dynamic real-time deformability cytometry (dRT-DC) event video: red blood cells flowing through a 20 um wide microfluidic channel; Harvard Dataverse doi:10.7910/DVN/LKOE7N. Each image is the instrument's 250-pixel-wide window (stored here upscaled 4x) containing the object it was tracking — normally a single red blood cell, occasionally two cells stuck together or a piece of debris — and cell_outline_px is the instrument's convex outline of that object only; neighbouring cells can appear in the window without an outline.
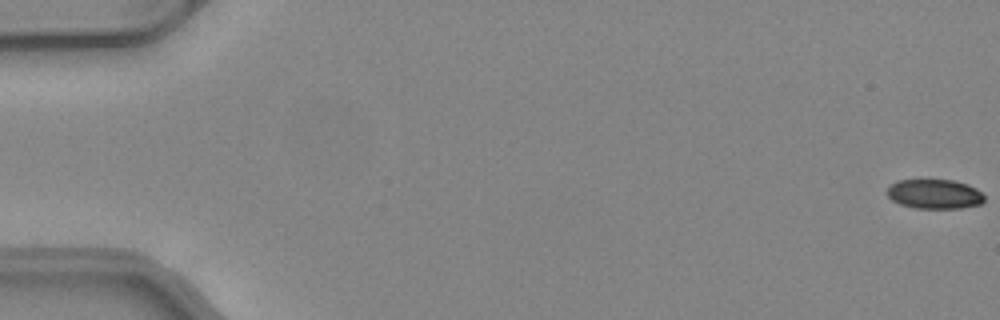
{"species": "common noctule bat (a hibernating species)", "species_latin": "Nyctalus noctula", "temperature_condition": "warm", "stored_images_in_passage": 51, "camera_frame_rate_fps": 3000, "um_per_image_px": 0.085, "animal": {"sex": "female", "body_mass_g": 24.6, "forearm_length_mm": 56.2}, "frame": {"image": 1, "passage_image": 1, "time_ms": 0.0, "image_size_px": [1000, 320], "cell_outline_px": [[984, 200], [980, 204], [960, 208], [916, 208], [900, 204], [892, 200], [888, 196], [888, 188], [896, 180], [952, 180], [968, 184], [976, 188], [984, 196]], "centroid_in_image_um": [79.44, 16.49], "position_along_channel_um": 5.6, "area_um2": 16.59}}
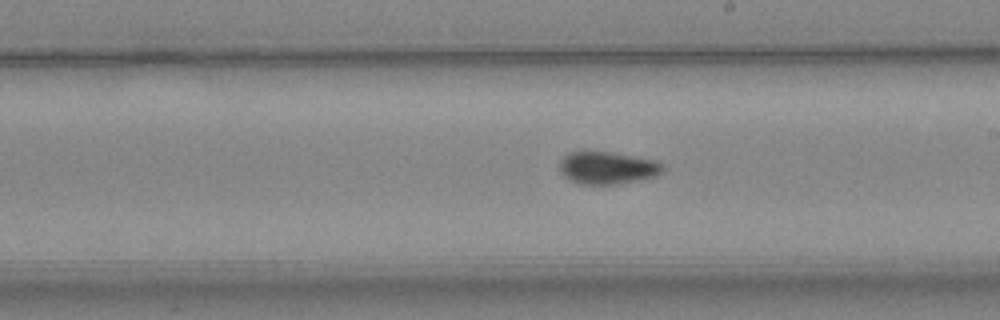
{"frame": {"image": 2, "passage_image": 30, "time_ms": 9.667, "image_size_px": [1000, 320], "cell_outline_px": [[664, 172], [656, 176], [640, 180], [616, 184], [576, 184], [564, 176], [560, 172], [560, 160], [568, 152], [584, 148], [612, 152], [656, 160], [664, 164]], "centroid_in_image_um": [51.6, 14.23], "position_along_channel_um": 237.4, "area_um2": 20.35}}
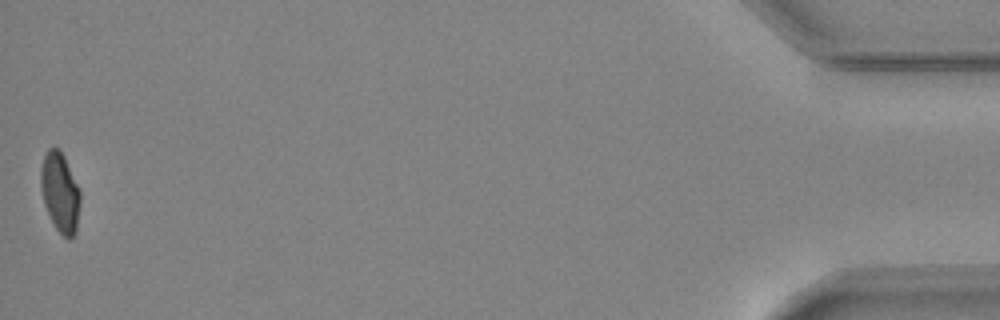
{"frame": {"image": 3, "passage_image": 51, "time_ms": 16.667, "image_size_px": [1000, 320], "cell_outline_px": [[80, 200], [76, 232], [68, 240], [56, 228], [44, 204], [40, 184], [40, 168], [44, 156], [48, 148], [56, 148], [64, 156], [80, 188]], "centroid_in_image_um": [5.11, 16.34], "position_along_channel_um": 430.1, "area_um2": 18.21}, "authors_computed_cell_mechanics": {"area_um2": 18.9584, "velocity_mm_per_s": 4.1331, "shape_relaxation_time_tau1_ms": null, "shape_relaxation_time_tau2_ms": 1.4016, "deformation_change_tau1": null, "deformation_change_tau2": 0.0505}}